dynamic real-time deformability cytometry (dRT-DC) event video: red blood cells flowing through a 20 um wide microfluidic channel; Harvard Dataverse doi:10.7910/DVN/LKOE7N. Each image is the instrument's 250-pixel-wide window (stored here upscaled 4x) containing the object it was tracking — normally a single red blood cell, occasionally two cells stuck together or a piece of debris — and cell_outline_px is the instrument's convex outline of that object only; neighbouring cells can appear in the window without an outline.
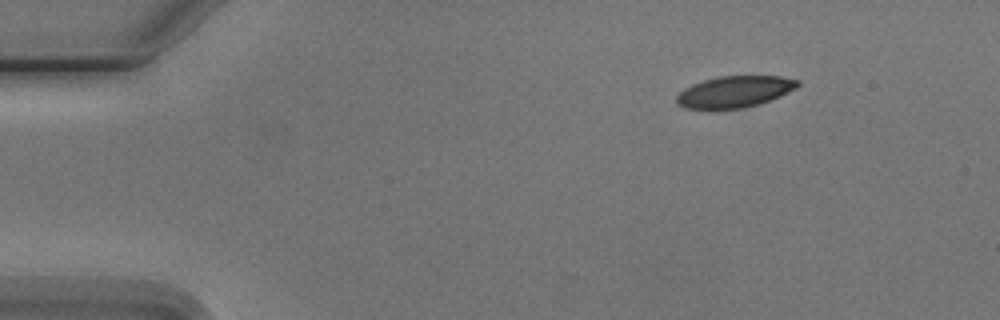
{"species": "Egyptian fruit bat (a non-hibernating species)", "species_latin": "Rousettus aegyptiacus", "temperature_condition": "cold", "stored_images_in_passage": 5, "camera_frame_rate_fps": 3000, "um_per_image_px": 0.085, "animal": {"sex": "male"}, "frame": {"image": 1, "passage_image": 1, "time_ms": 0.0, "image_size_px": [1000, 320], "cell_outline_px": [[800, 84], [796, 88], [780, 96], [760, 104], [744, 108], [684, 108], [676, 104], [676, 96], [684, 88], [692, 84], [716, 76], [780, 76], [800, 80]], "centroid_in_image_um": [62.44, 7.78], "position_along_channel_um": 22.6, "area_um2": 22.2}}
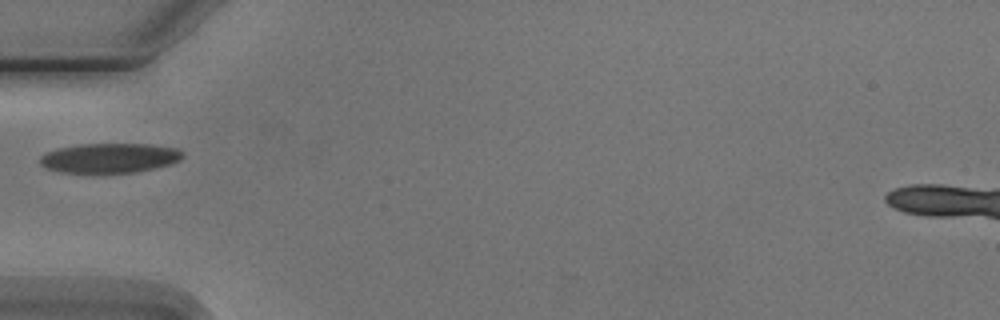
{"frame": {"image": 2, "passage_image": 4, "time_ms": 3.667, "image_size_px": [1000, 320], "cell_outline_px": [[184, 156], [180, 160], [172, 164], [136, 172], [92, 176], [60, 172], [48, 168], [40, 164], [40, 156], [44, 152], [60, 148], [80, 144], [148, 144], [180, 148], [184, 152]], "centroid_in_image_um": [9.32, 13.47], "position_along_channel_um": 75.7, "area_um2": 25.78}}
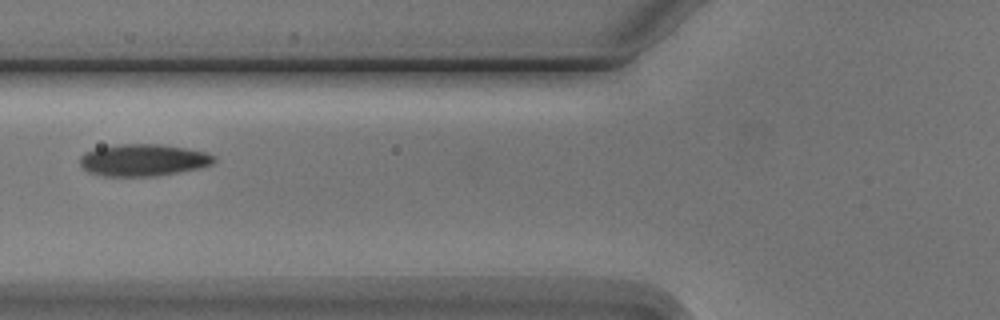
{"frame": {"image": 3, "passage_image": 5, "time_ms": 4.667, "image_size_px": [1000, 320], "cell_outline_px": [[216, 160], [212, 164], [200, 168], [152, 176], [104, 176], [88, 172], [80, 164], [80, 156], [84, 152], [96, 148], [116, 144], [160, 144], [208, 152], [216, 156]], "centroid_in_image_um": [12.17, 13.6], "position_along_channel_um": 113.6, "area_um2": 25.03}}